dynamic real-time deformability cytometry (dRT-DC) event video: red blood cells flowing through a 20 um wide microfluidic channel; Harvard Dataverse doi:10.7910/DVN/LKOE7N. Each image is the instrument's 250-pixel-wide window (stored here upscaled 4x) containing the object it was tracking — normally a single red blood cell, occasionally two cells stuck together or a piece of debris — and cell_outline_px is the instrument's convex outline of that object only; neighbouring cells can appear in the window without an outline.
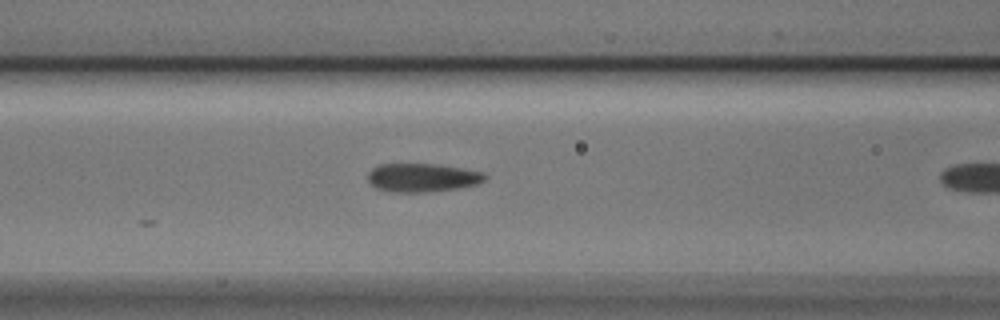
{"species": "Egyptian fruit bat (a non-hibernating species)", "species_latin": "Rousettus aegyptiacus", "temperature_condition": "cold", "stored_images_in_passage": 7, "camera_frame_rate_fps": 3000, "um_per_image_px": 0.085, "animal": {"sex": "male"}, "frame": {"image": 1, "passage_image": 6, "time_ms": 1.667, "image_size_px": [1000, 320], "cell_outline_px": [[488, 176], [484, 180], [476, 184], [456, 188], [424, 192], [396, 192], [376, 188], [368, 180], [368, 172], [372, 168], [380, 164], [440, 164], [484, 172]], "centroid_in_image_um": [35.9, 15.08], "position_along_channel_um": 130.7, "area_um2": 19.36}}